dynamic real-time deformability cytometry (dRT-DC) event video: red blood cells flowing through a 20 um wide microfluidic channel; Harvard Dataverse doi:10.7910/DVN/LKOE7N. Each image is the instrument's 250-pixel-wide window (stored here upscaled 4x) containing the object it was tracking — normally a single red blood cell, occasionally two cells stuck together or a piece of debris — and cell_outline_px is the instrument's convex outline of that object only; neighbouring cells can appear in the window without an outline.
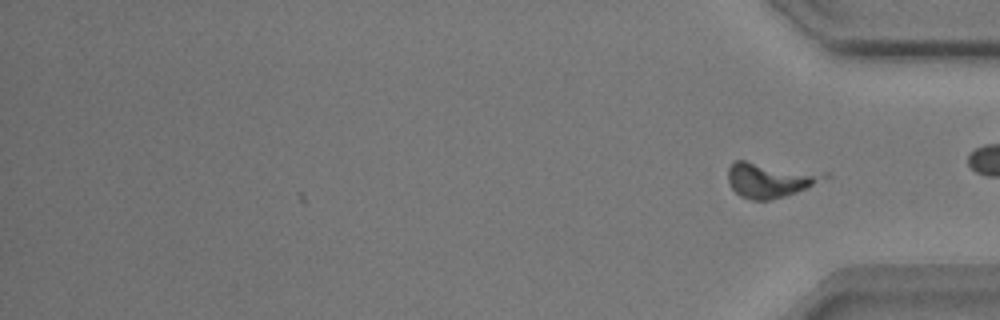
{"species": "common noctule bat (a hibernating species)", "species_latin": "Nyctalus noctula", "temperature_condition": "warm", "stored_images_in_passage": 37, "camera_frame_rate_fps": 3000, "um_per_image_px": 0.085, "animal": {"sex": "male", "body_mass_g": 17.9}, "frame": {"image": 1, "passage_image": 37, "time_ms": 12.0, "image_size_px": [1000, 320], "cell_outline_px": [[832, 176], [796, 192], [784, 196], [768, 200], [752, 200], [740, 196], [732, 188], [728, 180], [728, 168], [732, 160], [744, 160], [828, 172]], "centroid_in_image_um": [65.46, 15.25], "position_along_channel_um": 369.7, "area_um2": 19.88}, "authors_computed_cell_mechanics": {"area_um2": 16.2418, "velocity_mm_per_s": 3.8769, "shape_relaxation_time_tau1_ms": 10.3709, "shape_relaxation_time_tau2_ms": 5.8532, "deformation_change_tau1": 0.2649, "deformation_change_tau2": 0.1576}}